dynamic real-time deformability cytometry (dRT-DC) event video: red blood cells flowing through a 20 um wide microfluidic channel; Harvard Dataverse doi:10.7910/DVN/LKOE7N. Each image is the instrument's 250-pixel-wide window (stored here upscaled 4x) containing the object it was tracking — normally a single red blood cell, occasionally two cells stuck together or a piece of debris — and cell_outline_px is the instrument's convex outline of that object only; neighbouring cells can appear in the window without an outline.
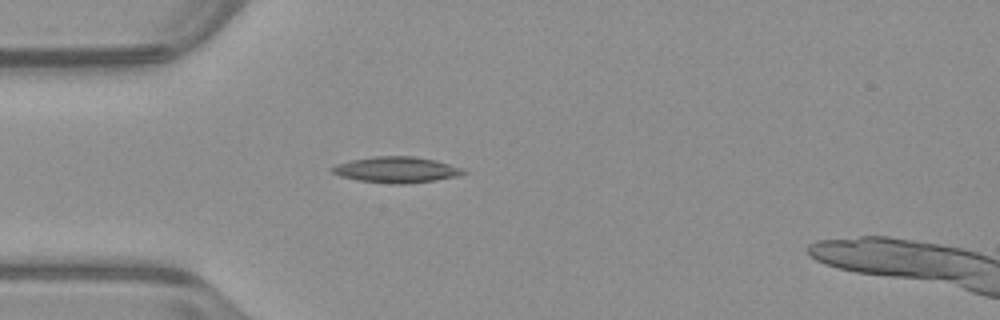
{"species": "common noctule bat (a hibernating species)", "species_latin": "Nyctalus noctula", "temperature_condition": "warm", "stored_images_in_passage": 39, "camera_frame_rate_fps": 3000, "um_per_image_px": 0.085, "animal": {"sex": "male", "body_mass_g": 23.1, "forearm_length_mm": 52.7}, "frame": {"image": 1, "passage_image": 1, "time_ms": 0.0, "image_size_px": [1000, 320], "cell_outline_px": [[468, 172], [460, 176], [436, 180], [404, 184], [392, 184], [360, 180], [340, 176], [332, 172], [332, 168], [336, 164], [352, 160], [376, 156], [412, 156], [432, 160], [448, 164], [460, 168]], "centroid_in_image_um": [33.71, 14.43], "position_along_channel_um": 51.3, "area_um2": 19.54}}
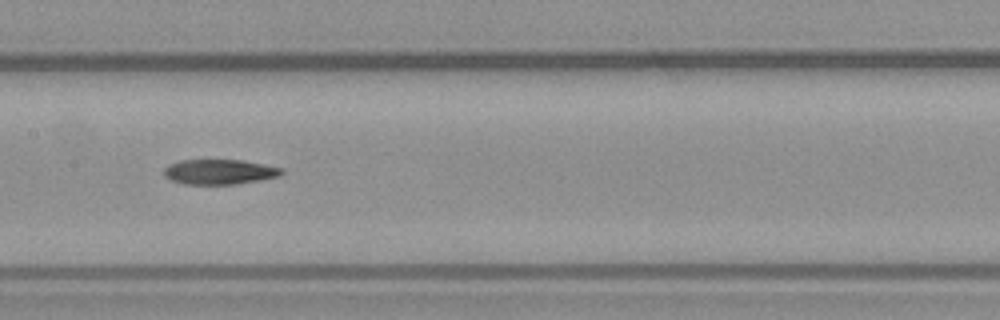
{"frame": {"image": 2, "passage_image": 12, "time_ms": 3.667, "image_size_px": [1000, 320], "cell_outline_px": [[284, 172], [276, 176], [236, 184], [184, 184], [172, 180], [164, 176], [164, 168], [168, 164], [180, 160], [240, 160], [264, 164], [284, 168]], "centroid_in_image_um": [18.61, 14.6], "position_along_channel_um": 188.8, "area_um2": 16.99}}
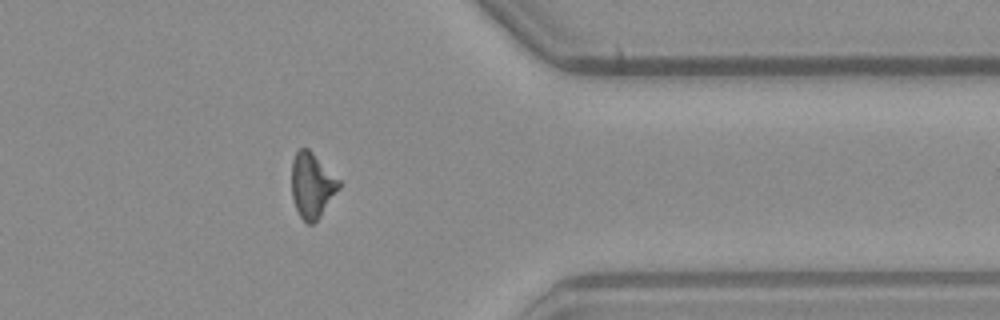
{"frame": {"image": 3, "passage_image": 28, "time_ms": 9.0, "image_size_px": [1000, 320], "cell_outline_px": [[340, 188], [320, 216], [312, 224], [308, 224], [300, 216], [296, 208], [292, 196], [292, 160], [296, 152], [300, 148], [308, 148], [340, 180]], "centroid_in_image_um": [26.52, 15.74], "position_along_channel_um": 384.9, "area_um2": 17.74}}